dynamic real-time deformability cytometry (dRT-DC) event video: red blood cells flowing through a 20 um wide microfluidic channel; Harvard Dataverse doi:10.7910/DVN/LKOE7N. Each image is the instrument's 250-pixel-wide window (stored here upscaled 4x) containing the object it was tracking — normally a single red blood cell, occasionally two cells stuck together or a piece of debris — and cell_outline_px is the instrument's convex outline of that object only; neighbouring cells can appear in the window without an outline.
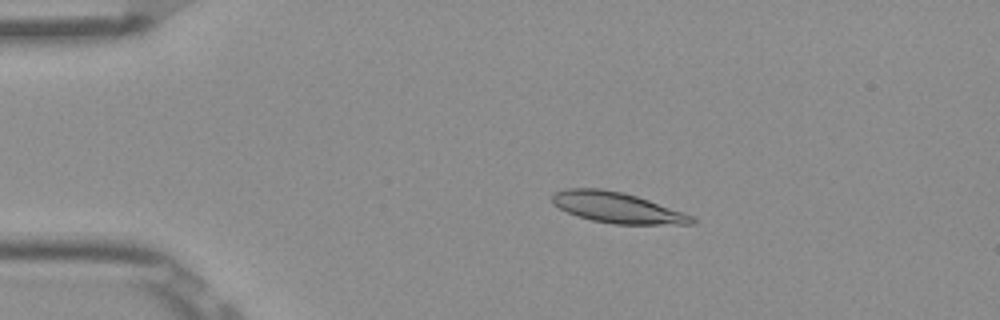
{"species": "Egyptian fruit bat (a non-hibernating species)", "species_latin": "Rousettus aegyptiacus", "temperature_condition": "room temperature", "stored_images_in_passage": 52, "camera_frame_rate_fps": 3000, "um_per_image_px": 0.085, "frame": {"image": 1, "passage_image": 10, "time_ms": 3.0, "image_size_px": [1000, 320], "cell_outline_px": [[696, 224], [612, 224], [592, 220], [568, 212], [552, 204], [552, 196], [556, 192], [568, 188], [604, 188], [624, 192], [684, 212], [692, 216], [696, 220]], "centroid_in_image_um": [52.47, 17.64], "position_along_channel_um": 32.5, "area_um2": 24.85}}
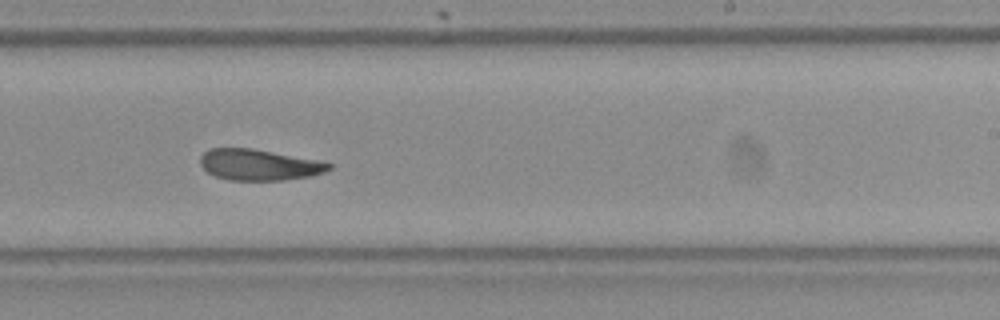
{"frame": {"image": 2, "passage_image": 32, "time_ms": 10.333, "image_size_px": [1000, 320], "cell_outline_px": [[332, 168], [324, 172], [312, 176], [280, 180], [228, 180], [216, 176], [208, 172], [200, 164], [200, 156], [204, 152], [212, 148], [252, 148], [328, 160], [332, 164]], "centroid_in_image_um": [22.12, 13.99], "position_along_channel_um": 266.9, "area_um2": 23.76}}
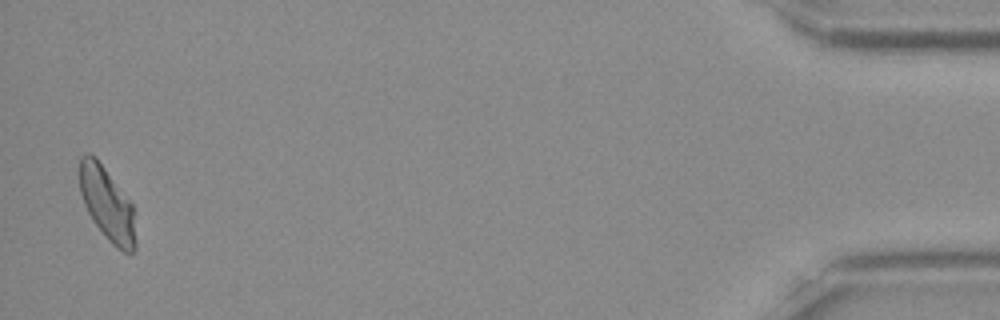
{"frame": {"image": 3, "passage_image": 51, "time_ms": 16.667, "image_size_px": [1000, 320], "cell_outline_px": [[136, 248], [132, 252], [124, 252], [116, 248], [108, 240], [92, 220], [84, 204], [80, 192], [80, 156], [88, 152], [96, 156], [136, 208]], "centroid_in_image_um": [9.15, 17.35], "position_along_channel_um": 426.0, "area_um2": 24.51}}